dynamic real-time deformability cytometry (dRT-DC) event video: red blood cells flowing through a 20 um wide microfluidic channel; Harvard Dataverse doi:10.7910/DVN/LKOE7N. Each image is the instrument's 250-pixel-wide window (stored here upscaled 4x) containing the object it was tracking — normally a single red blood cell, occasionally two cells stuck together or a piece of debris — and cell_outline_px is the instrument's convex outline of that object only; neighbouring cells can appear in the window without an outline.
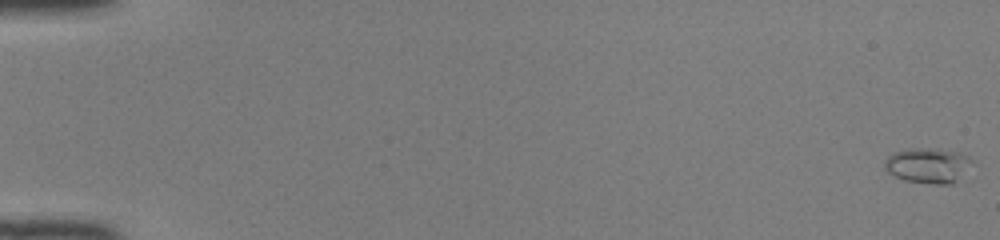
{"species": "common noctule bat (a hibernating species)", "species_latin": "Nyctalus noctula", "temperature_condition": "room temperature", "stored_images_in_passage": 51, "camera_frame_rate_fps": 3000, "um_per_image_px": 0.085, "animal": {"sex": "female", "body_mass_g": 22.0, "forearm_length_mm": 56.7}, "frame": {"image": 1, "passage_image": 1, "time_ms": 0.0, "image_size_px": [1000, 240], "cell_outline_px": [[972, 160], [956, 180], [952, 184], [936, 184], [904, 180], [888, 172], [884, 168], [884, 160], [892, 152], [908, 148], [940, 148], [960, 152], [968, 156]], "centroid_in_image_um": [78.81, 14.03], "position_along_channel_um": 6.2, "area_um2": 17.8}}
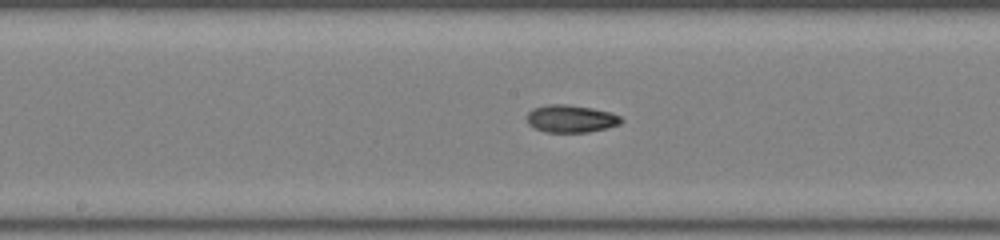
{"frame": {"image": 2, "passage_image": 28, "time_ms": 9.0, "image_size_px": [1000, 240], "cell_outline_px": [[624, 120], [620, 124], [608, 128], [588, 132], [548, 132], [536, 128], [528, 124], [528, 112], [532, 108], [548, 104], [568, 104], [592, 108], [612, 112], [620, 116]], "centroid_in_image_um": [48.57, 10.08], "position_along_channel_um": 199.6, "area_um2": 15.2}}
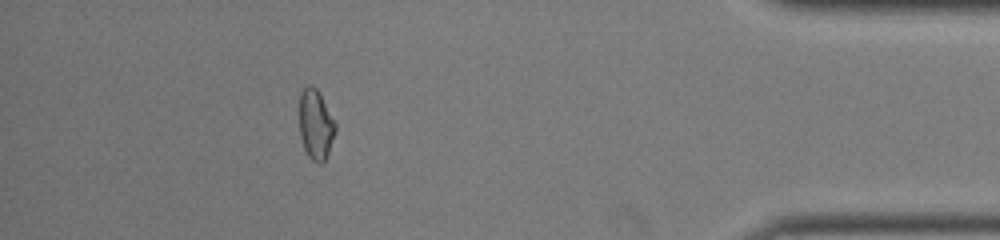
{"frame": {"image": 3, "passage_image": 46, "time_ms": 15.0, "image_size_px": [1000, 240], "cell_outline_px": [[336, 132], [324, 164], [316, 164], [308, 156], [304, 148], [300, 136], [300, 92], [308, 84], [312, 84], [316, 88], [336, 124]], "centroid_in_image_um": [26.84, 10.63], "position_along_channel_um": 408.4, "area_um2": 14.74}, "authors_computed_cell_mechanics": {"area_um2": 14.7968, "velocity_mm_per_s": 4.1569, "shape_relaxation_time_tau1_ms": null, "shape_relaxation_time_tau2_ms": 3.5817, "deformation_change_tau1": null, "deformation_change_tau2": 0.0618}}